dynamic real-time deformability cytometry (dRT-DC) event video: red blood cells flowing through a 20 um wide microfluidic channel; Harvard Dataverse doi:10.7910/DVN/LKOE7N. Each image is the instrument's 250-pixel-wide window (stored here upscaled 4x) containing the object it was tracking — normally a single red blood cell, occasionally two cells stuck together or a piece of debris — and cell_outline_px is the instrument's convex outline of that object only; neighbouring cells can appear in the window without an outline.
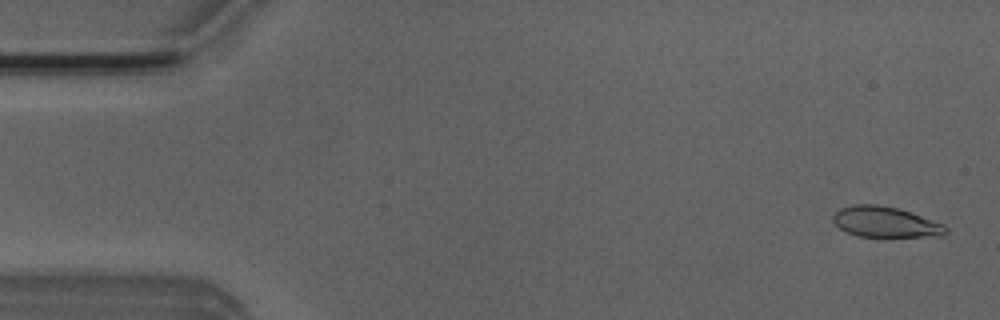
{"species": "Egyptian fruit bat (a non-hibernating species)", "species_latin": "Rousettus aegyptiacus", "temperature_condition": "room temperature", "stored_images_in_passage": 5, "camera_frame_rate_fps": 3000, "um_per_image_px": 0.085, "animal": {"sex": "male"}, "frame": {"image": 1, "passage_image": 1, "time_ms": 0.0, "image_size_px": [1000, 320], "cell_outline_px": [[948, 232], [940, 236], [856, 236], [844, 232], [832, 220], [832, 216], [840, 208], [852, 204], [876, 204], [900, 208], [912, 212], [944, 224], [948, 228]], "centroid_in_image_um": [75.25, 18.86], "position_along_channel_um": 9.7, "area_um2": 20.29}}